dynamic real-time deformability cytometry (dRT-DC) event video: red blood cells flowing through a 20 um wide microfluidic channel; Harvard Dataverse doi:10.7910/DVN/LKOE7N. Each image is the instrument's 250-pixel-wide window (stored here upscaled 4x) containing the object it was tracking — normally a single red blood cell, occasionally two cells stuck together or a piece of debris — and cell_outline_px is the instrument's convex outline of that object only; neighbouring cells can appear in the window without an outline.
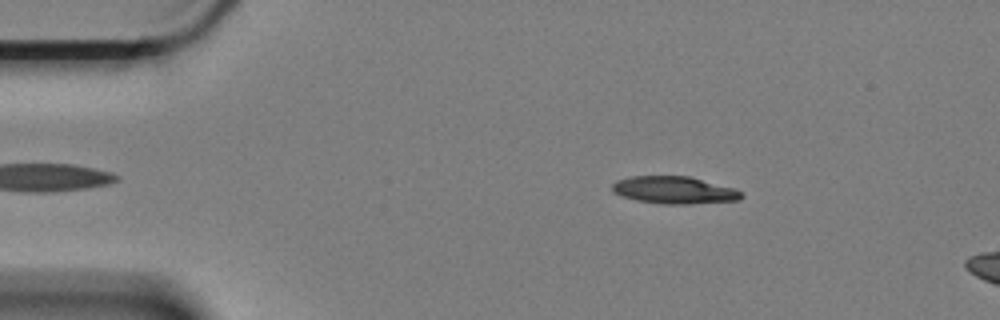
{"species": "Egyptian fruit bat (a non-hibernating species)", "species_latin": "Rousettus aegyptiacus", "temperature_condition": "cold", "stored_images_in_passage": 13, "camera_frame_rate_fps": 3000, "um_per_image_px": 0.085, "animal": {"sex": "female"}, "frame": {"image": 1, "passage_image": 6, "time_ms": 1.667, "image_size_px": [1000, 320], "cell_outline_px": [[744, 196], [740, 200], [688, 204], [664, 204], [636, 200], [620, 196], [612, 192], [612, 184], [616, 180], [632, 176], [688, 176], [736, 188]], "centroid_in_image_um": [57.3, 16.16], "position_along_channel_um": 27.7, "area_um2": 20.69}}